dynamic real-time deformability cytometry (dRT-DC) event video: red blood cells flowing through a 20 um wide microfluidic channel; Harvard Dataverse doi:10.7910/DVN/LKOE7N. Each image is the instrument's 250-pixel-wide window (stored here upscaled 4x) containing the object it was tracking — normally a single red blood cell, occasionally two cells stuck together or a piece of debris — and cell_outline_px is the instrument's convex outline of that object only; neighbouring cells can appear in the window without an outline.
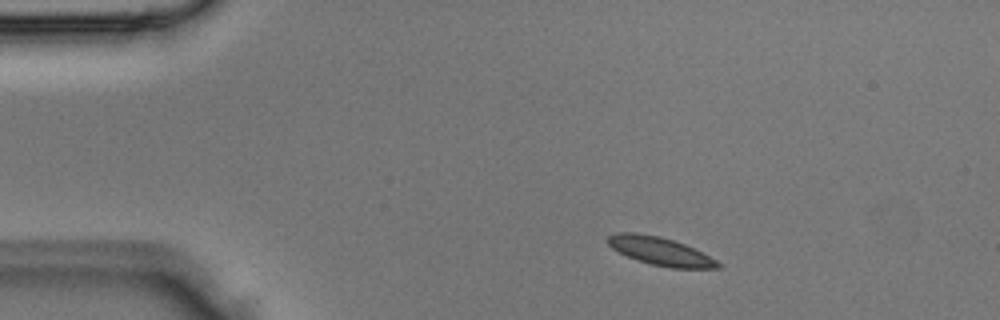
{"species": "Egyptian fruit bat (a non-hibernating species)", "species_latin": "Rousettus aegyptiacus", "temperature_condition": "room temperature", "stored_images_in_passage": 2, "camera_frame_rate_fps": 3000, "um_per_image_px": 0.085, "animal": {"sex": "male"}, "frame": {"image": 1, "passage_image": 1, "time_ms": 0.0, "image_size_px": [1000, 320], "cell_outline_px": [[724, 264], [720, 268], [668, 268], [636, 260], [612, 248], [608, 244], [608, 236], [616, 232], [636, 232], [660, 236], [684, 244]], "centroid_in_image_um": [56.11, 21.35], "position_along_channel_um": 28.9, "area_um2": 17.92}}